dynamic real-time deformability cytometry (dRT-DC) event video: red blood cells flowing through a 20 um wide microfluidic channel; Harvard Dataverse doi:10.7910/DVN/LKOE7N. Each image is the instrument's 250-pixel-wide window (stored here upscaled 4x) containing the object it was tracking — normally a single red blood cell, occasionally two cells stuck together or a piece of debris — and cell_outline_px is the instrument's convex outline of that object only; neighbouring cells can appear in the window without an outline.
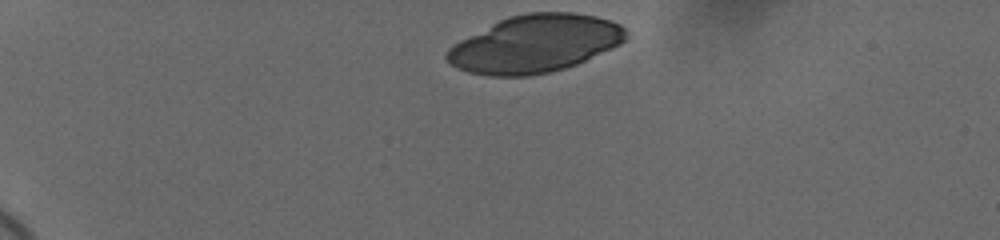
{"species": "human", "species_latin": "Homo sapiens", "temperature_condition": "cold", "stored_images_in_passage": 37, "camera_frame_rate_fps": 3000, "um_per_image_px": 0.085, "donor": {"sex": "female"}, "frame": {"image": 1, "passage_image": 1, "time_ms": 0.0, "image_size_px": [1000, 240], "cell_outline_px": [[628, 36], [620, 44], [612, 48], [576, 64], [552, 72], [528, 76], [488, 76], [468, 72], [456, 68], [448, 64], [444, 56], [448, 48], [452, 44], [508, 16], [528, 12], [572, 12], [596, 16], [612, 20], [620, 24], [628, 32]], "centroid_in_image_um": [45.46, 3.73], "position_along_channel_um": 39.5, "area_um2": 60.23}}